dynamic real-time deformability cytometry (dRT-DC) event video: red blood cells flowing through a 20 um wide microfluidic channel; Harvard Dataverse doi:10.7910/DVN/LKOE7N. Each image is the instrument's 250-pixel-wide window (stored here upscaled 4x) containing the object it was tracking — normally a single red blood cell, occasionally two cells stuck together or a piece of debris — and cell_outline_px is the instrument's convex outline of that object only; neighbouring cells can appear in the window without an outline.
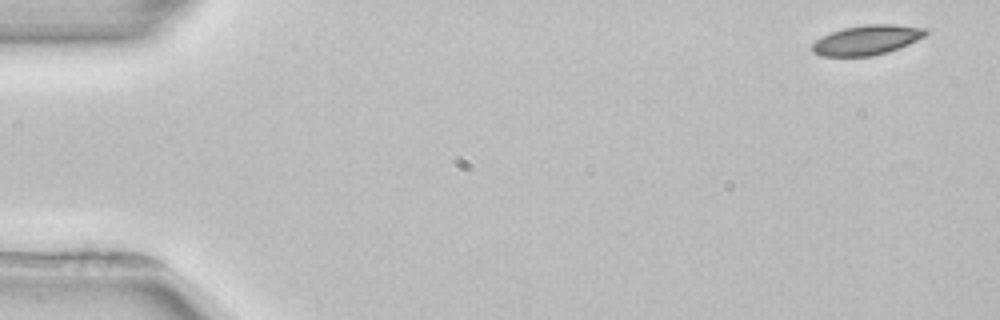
{"species": "common noctule bat (a hibernating species)", "species_latin": "Nyctalus noctula", "temperature_condition": "room temperature", "stored_images_in_passage": 4, "camera_frame_rate_fps": 3000, "um_per_image_px": 0.085, "animal": {"sex": "female", "body_mass_g": 22.7, "forearm_length_mm": 54.2}, "frame": {"image": 1, "passage_image": 1, "time_ms": 0.0, "image_size_px": [1000, 320], "cell_outline_px": [[928, 32], [924, 36], [900, 48], [888, 52], [872, 56], [820, 56], [812, 52], [812, 44], [816, 40], [832, 32], [844, 28], [868, 24], [892, 24], [928, 28]], "centroid_in_image_um": [73.7, 3.4], "position_along_channel_um": 11.3, "area_um2": 19.59}}
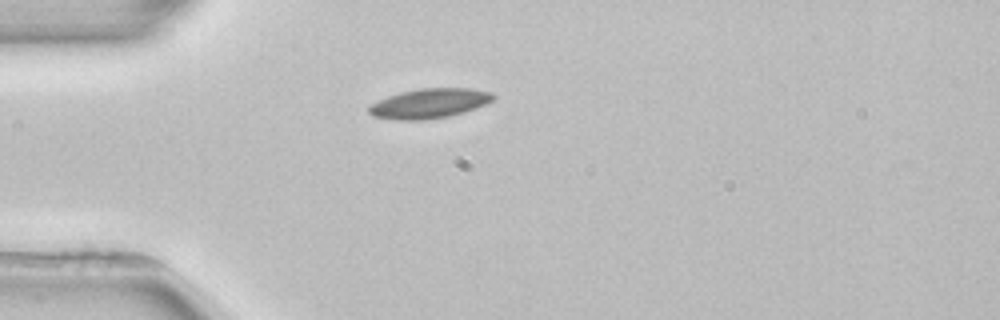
{"frame": {"image": 2, "passage_image": 4, "time_ms": 4.0, "image_size_px": [1000, 320], "cell_outline_px": [[496, 96], [492, 100], [484, 104], [464, 112], [448, 116], [424, 120], [396, 120], [372, 116], [368, 112], [368, 108], [372, 104], [388, 96], [400, 92], [420, 88], [472, 88], [492, 92]], "centroid_in_image_um": [36.49, 8.78], "position_along_channel_um": 48.5, "area_um2": 21.44}}